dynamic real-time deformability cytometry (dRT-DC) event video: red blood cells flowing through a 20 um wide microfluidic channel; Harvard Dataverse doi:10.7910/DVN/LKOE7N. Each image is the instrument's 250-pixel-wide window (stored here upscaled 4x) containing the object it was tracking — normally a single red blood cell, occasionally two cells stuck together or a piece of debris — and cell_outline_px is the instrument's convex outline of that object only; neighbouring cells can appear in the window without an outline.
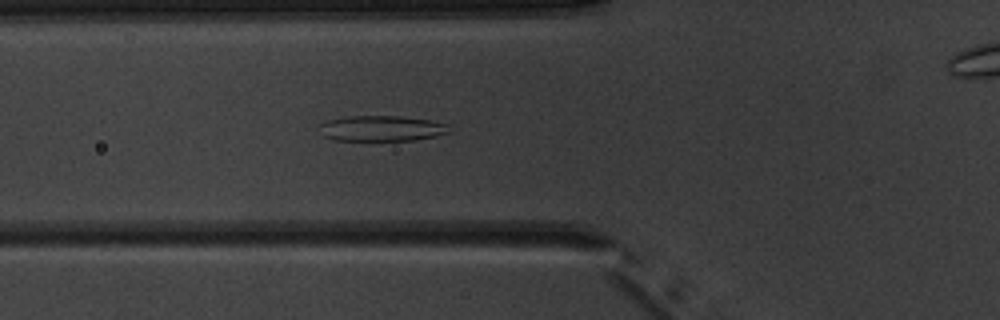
{"species": "common noctule bat (a hibernating species)", "species_latin": "Nyctalus noctula", "temperature_condition": "warm", "stored_images_in_passage": 6, "camera_frame_rate_fps": 3000, "um_per_image_px": 0.085, "animal": {"sex": "male", "body_mass_g": 20.1, "forearm_length_mm": 53.5}, "frame": {"image": 1, "passage_image": 5, "time_ms": 5.333, "image_size_px": [1000, 320], "cell_outline_px": [[452, 132], [436, 136], [412, 140], [332, 140], [324, 136], [320, 124], [328, 120], [348, 116], [400, 116], [428, 120], [448, 124]], "centroid_in_image_um": [32.48, 10.91], "position_along_channel_um": 93.3, "area_um2": 19.19}}